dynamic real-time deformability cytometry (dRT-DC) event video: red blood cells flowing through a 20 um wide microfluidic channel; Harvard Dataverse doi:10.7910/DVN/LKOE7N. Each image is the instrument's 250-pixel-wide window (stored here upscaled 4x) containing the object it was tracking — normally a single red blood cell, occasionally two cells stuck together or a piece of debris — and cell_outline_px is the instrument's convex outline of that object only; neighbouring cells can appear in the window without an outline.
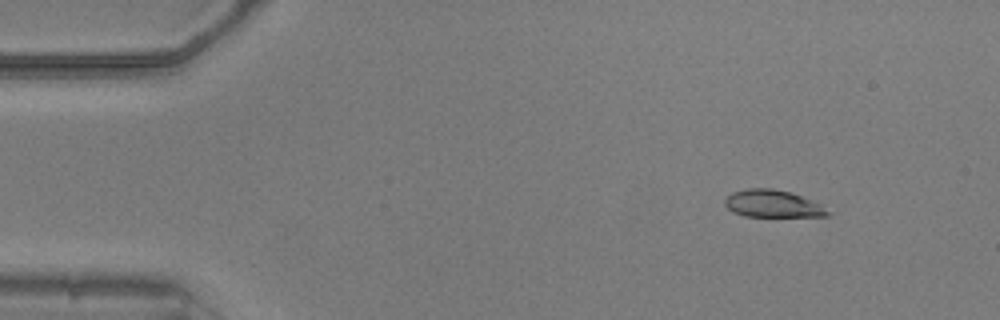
{"species": "common noctule bat (a hibernating species)", "species_latin": "Nyctalus noctula", "temperature_condition": "warm", "stored_images_in_passage": 11, "camera_frame_rate_fps": 3000, "um_per_image_px": 0.085, "animal": {"sex": "male", "body_mass_g": 20.5, "forearm_length_mm": 52.5}, "frame": {"image": 1, "passage_image": 6, "time_ms": 1.667, "image_size_px": [1000, 320], "cell_outline_px": [[832, 212], [828, 216], [744, 216], [732, 212], [724, 204], [724, 200], [732, 192], [748, 188], [772, 188], [788, 192], [800, 196], [820, 204]], "centroid_in_image_um": [65.66, 17.32], "position_along_channel_um": 19.3, "area_um2": 16.24}}